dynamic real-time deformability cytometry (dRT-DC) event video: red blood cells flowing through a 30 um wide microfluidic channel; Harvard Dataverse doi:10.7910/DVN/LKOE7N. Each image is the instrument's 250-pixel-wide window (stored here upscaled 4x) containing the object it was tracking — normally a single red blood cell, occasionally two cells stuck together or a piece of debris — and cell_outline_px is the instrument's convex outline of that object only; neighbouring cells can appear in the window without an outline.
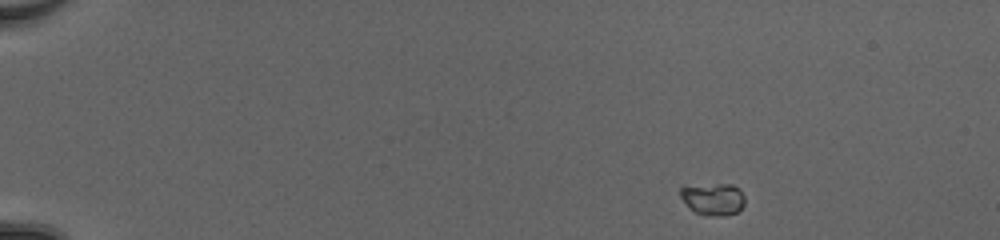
{"species": "common noctule bat (a hibernating species)", "species_latin": "Nyctalus noctula", "temperature_condition": "cold", "stored_images_in_passage": 12, "camera_frame_rate_fps": 3000, "um_per_image_px": 0.085, "animal": {"sex": "female", "body_mass_g": 20.0, "forearm_length_mm": 54.0}, "frame": {"image": 1, "passage_image": 1, "time_ms": 0.0, "image_size_px": [1000, 240], "cell_outline_px": [[744, 204], [736, 212], [724, 216], [704, 216], [696, 212], [680, 196], [680, 188], [716, 184], [732, 184], [740, 188], [744, 196]], "centroid_in_image_um": [60.67, 16.93], "position_along_channel_um": 24.3, "area_um2": 11.79}}